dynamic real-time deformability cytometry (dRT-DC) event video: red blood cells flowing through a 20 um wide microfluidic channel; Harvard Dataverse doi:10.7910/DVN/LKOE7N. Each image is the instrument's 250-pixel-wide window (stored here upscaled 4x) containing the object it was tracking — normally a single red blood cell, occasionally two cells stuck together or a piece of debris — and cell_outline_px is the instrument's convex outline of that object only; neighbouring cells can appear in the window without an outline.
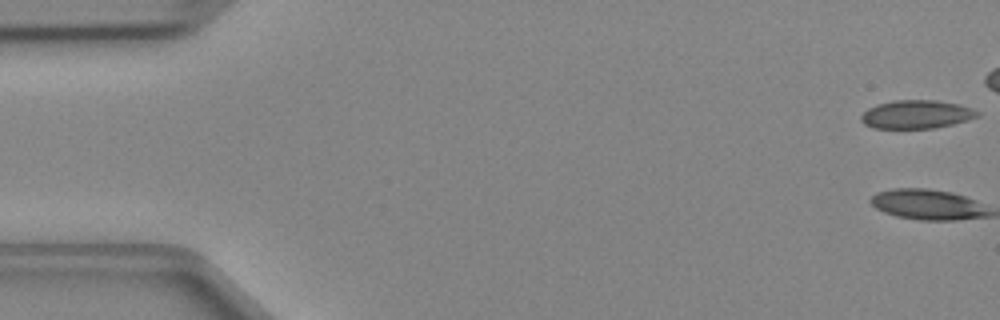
{"species": "Egyptian fruit bat (a non-hibernating species)", "species_latin": "Rousettus aegyptiacus", "temperature_condition": "cold", "stored_images_in_passage": 39, "camera_frame_rate_fps": 3000, "um_per_image_px": 0.085, "animal": {"sex": "female"}, "frame": {"image": 1, "passage_image": 1, "time_ms": 0.0, "image_size_px": [1000, 320], "cell_outline_px": [[980, 116], [968, 120], [952, 124], [932, 128], [872, 128], [864, 124], [860, 120], [860, 116], [868, 108], [876, 104], [896, 100], [936, 100], [956, 104], [972, 108], [980, 112]], "centroid_in_image_um": [77.88, 9.72], "position_along_channel_um": 7.1, "area_um2": 19.25}}